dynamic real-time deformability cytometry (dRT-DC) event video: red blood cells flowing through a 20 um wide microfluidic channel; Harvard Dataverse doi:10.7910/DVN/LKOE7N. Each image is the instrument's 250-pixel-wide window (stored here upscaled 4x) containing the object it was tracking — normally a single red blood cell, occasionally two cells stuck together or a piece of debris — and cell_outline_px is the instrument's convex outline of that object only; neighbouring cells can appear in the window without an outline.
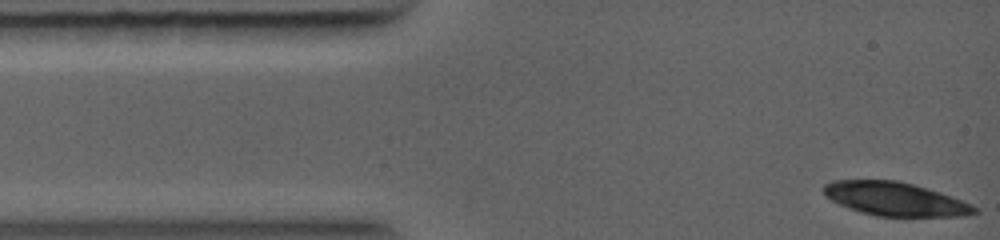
{"species": "common noctule bat (a hibernating species)", "species_latin": "Nyctalus noctula", "temperature_condition": "warm", "stored_images_in_passage": 9, "camera_frame_rate_fps": 5000, "um_per_image_px": 0.085, "animal": {"sex": "female", "body_mass_g": 19.0, "forearm_length_mm": 56.7}, "frame": {"image": 1, "passage_image": 1, "time_ms": 0.0, "image_size_px": [1000, 240], "cell_outline_px": [[980, 212], [968, 216], [876, 216], [860, 212], [848, 208], [824, 196], [820, 188], [824, 184], [832, 180], [896, 180], [912, 184], [940, 192], [952, 196], [972, 204]], "centroid_in_image_um": [76.06, 16.91], "position_along_channel_um": 8.9, "area_um2": 29.71}}